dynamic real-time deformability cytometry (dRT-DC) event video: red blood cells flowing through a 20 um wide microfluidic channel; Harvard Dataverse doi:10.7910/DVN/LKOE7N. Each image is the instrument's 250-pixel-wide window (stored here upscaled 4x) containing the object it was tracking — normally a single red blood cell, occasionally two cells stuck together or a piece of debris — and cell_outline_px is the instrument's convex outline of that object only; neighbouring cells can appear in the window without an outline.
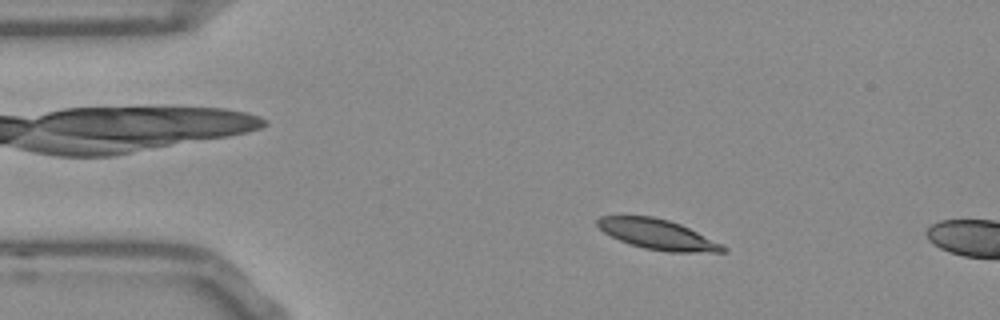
{"species": "Egyptian fruit bat (a non-hibernating species)", "species_latin": "Rousettus aegyptiacus", "temperature_condition": "room temperature", "stored_images_in_passage": 14, "camera_frame_rate_fps": 3000, "um_per_image_px": 0.085, "frame": {"image": 1, "passage_image": 8, "time_ms": 2.333, "image_size_px": [1000, 320], "cell_outline_px": [[728, 252], [668, 252], [644, 248], [628, 244], [604, 232], [596, 224], [596, 220], [600, 216], [652, 216], [668, 220], [680, 224], [728, 248]], "centroid_in_image_um": [55.87, 19.93], "position_along_channel_um": 29.1, "area_um2": 21.73}}